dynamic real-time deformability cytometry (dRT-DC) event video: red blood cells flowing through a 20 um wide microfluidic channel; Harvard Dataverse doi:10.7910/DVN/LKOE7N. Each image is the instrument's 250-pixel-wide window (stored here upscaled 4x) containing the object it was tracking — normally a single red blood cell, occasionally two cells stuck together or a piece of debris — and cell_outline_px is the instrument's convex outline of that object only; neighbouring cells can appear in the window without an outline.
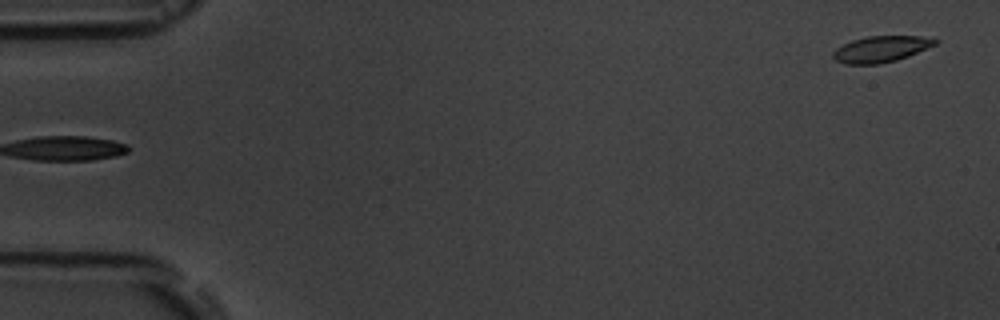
{"species": "common noctule bat (a hibernating species)", "species_latin": "Nyctalus noctula", "temperature_condition": "room temperature", "stored_images_in_passage": 6, "segment_of_instrument_passage": [2, 2], "camera_frame_rate_fps": 3000, "um_per_image_px": 0.085, "animal": {"sex": "male", "body_mass_g": 19.5, "forearm_length_mm": 54.6}, "frame": {"image": 1, "passage_image": 6, "time_ms": 6.0, "image_size_px": [1000, 320], "cell_outline_px": [[940, 40], [936, 44], [908, 56], [896, 60], [880, 64], [844, 64], [836, 60], [832, 56], [832, 52], [836, 48], [852, 40], [868, 36], [920, 36]], "centroid_in_image_um": [74.86, 4.17], "position_along_channel_um": 10.1, "area_um2": 15.49}}